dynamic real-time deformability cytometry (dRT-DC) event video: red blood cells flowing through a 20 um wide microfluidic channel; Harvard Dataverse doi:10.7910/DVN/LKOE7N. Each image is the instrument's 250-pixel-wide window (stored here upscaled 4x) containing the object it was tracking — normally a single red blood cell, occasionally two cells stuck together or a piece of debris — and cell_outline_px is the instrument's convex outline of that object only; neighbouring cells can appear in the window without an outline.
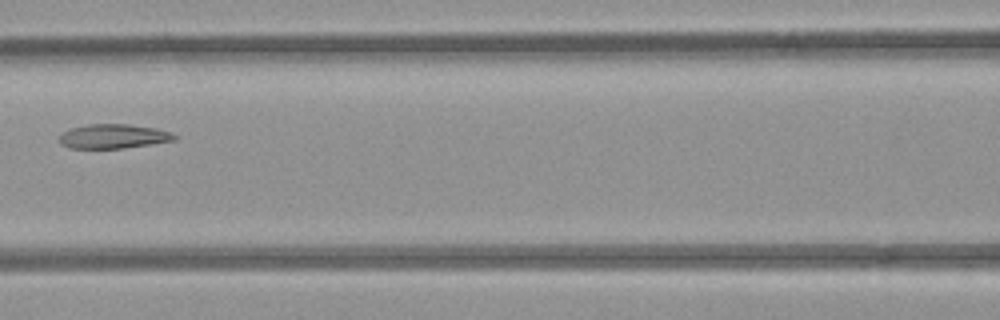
{"species": "common noctule bat (a hibernating species)", "species_latin": "Nyctalus noctula", "temperature_condition": "room temperature", "stored_images_in_passage": 7, "camera_frame_rate_fps": 3000, "um_per_image_px": 0.085, "animal": {"sex": "female", "body_mass_g": 21.9}, "frame": {"image": 1, "passage_image": 7, "time_ms": 7.0, "image_size_px": [1000, 320], "cell_outline_px": [[176, 140], [152, 144], [124, 148], [68, 148], [60, 144], [60, 136], [64, 132], [72, 128], [88, 124], [128, 124], [156, 128], [168, 132], [176, 136]], "centroid_in_image_um": [9.63, 11.59], "position_along_channel_um": 157.0, "area_um2": 16.18}}